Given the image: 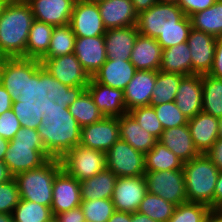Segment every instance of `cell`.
<instances>
[{"mask_svg": "<svg viewBox=\"0 0 222 222\" xmlns=\"http://www.w3.org/2000/svg\"><path fill=\"white\" fill-rule=\"evenodd\" d=\"M54 26L34 20L30 28L26 58L41 60L48 51Z\"/></svg>", "mask_w": 222, "mask_h": 222, "instance_id": "31", "label": "cell"}, {"mask_svg": "<svg viewBox=\"0 0 222 222\" xmlns=\"http://www.w3.org/2000/svg\"><path fill=\"white\" fill-rule=\"evenodd\" d=\"M134 10L139 14L157 3V0H131Z\"/></svg>", "mask_w": 222, "mask_h": 222, "instance_id": "56", "label": "cell"}, {"mask_svg": "<svg viewBox=\"0 0 222 222\" xmlns=\"http://www.w3.org/2000/svg\"><path fill=\"white\" fill-rule=\"evenodd\" d=\"M147 192L164 200L180 205L188 201L185 191L184 171H150L144 173Z\"/></svg>", "mask_w": 222, "mask_h": 222, "instance_id": "9", "label": "cell"}, {"mask_svg": "<svg viewBox=\"0 0 222 222\" xmlns=\"http://www.w3.org/2000/svg\"><path fill=\"white\" fill-rule=\"evenodd\" d=\"M153 107L163 129H169L188 124V119L178 109L175 101L167 102L165 104H160Z\"/></svg>", "mask_w": 222, "mask_h": 222, "instance_id": "46", "label": "cell"}, {"mask_svg": "<svg viewBox=\"0 0 222 222\" xmlns=\"http://www.w3.org/2000/svg\"><path fill=\"white\" fill-rule=\"evenodd\" d=\"M211 208L195 202H185L177 205L168 222H205Z\"/></svg>", "mask_w": 222, "mask_h": 222, "instance_id": "43", "label": "cell"}, {"mask_svg": "<svg viewBox=\"0 0 222 222\" xmlns=\"http://www.w3.org/2000/svg\"><path fill=\"white\" fill-rule=\"evenodd\" d=\"M147 193L145 176L117 177L112 202L117 211L134 213Z\"/></svg>", "mask_w": 222, "mask_h": 222, "instance_id": "13", "label": "cell"}, {"mask_svg": "<svg viewBox=\"0 0 222 222\" xmlns=\"http://www.w3.org/2000/svg\"><path fill=\"white\" fill-rule=\"evenodd\" d=\"M216 0H179L178 6L182 9L185 16L203 11L215 3Z\"/></svg>", "mask_w": 222, "mask_h": 222, "instance_id": "50", "label": "cell"}, {"mask_svg": "<svg viewBox=\"0 0 222 222\" xmlns=\"http://www.w3.org/2000/svg\"><path fill=\"white\" fill-rule=\"evenodd\" d=\"M48 159L51 157L45 151L38 129L21 127L9 141L3 162L15 176L42 166Z\"/></svg>", "mask_w": 222, "mask_h": 222, "instance_id": "3", "label": "cell"}, {"mask_svg": "<svg viewBox=\"0 0 222 222\" xmlns=\"http://www.w3.org/2000/svg\"><path fill=\"white\" fill-rule=\"evenodd\" d=\"M61 169V160L51 158L38 168L16 174L14 179L20 198L51 208L53 182Z\"/></svg>", "mask_w": 222, "mask_h": 222, "instance_id": "5", "label": "cell"}, {"mask_svg": "<svg viewBox=\"0 0 222 222\" xmlns=\"http://www.w3.org/2000/svg\"><path fill=\"white\" fill-rule=\"evenodd\" d=\"M214 210H222V170L219 172L215 186Z\"/></svg>", "mask_w": 222, "mask_h": 222, "instance_id": "55", "label": "cell"}, {"mask_svg": "<svg viewBox=\"0 0 222 222\" xmlns=\"http://www.w3.org/2000/svg\"><path fill=\"white\" fill-rule=\"evenodd\" d=\"M98 8L106 30L137 25L138 13L131 0H105Z\"/></svg>", "mask_w": 222, "mask_h": 222, "instance_id": "22", "label": "cell"}, {"mask_svg": "<svg viewBox=\"0 0 222 222\" xmlns=\"http://www.w3.org/2000/svg\"><path fill=\"white\" fill-rule=\"evenodd\" d=\"M136 122L157 140L160 138L163 127L156 115L153 106H140L128 111Z\"/></svg>", "mask_w": 222, "mask_h": 222, "instance_id": "45", "label": "cell"}, {"mask_svg": "<svg viewBox=\"0 0 222 222\" xmlns=\"http://www.w3.org/2000/svg\"><path fill=\"white\" fill-rule=\"evenodd\" d=\"M176 205L158 195L147 192L140 202L137 212L147 215L157 222H168Z\"/></svg>", "mask_w": 222, "mask_h": 222, "instance_id": "38", "label": "cell"}, {"mask_svg": "<svg viewBox=\"0 0 222 222\" xmlns=\"http://www.w3.org/2000/svg\"><path fill=\"white\" fill-rule=\"evenodd\" d=\"M107 222H131V213L115 210Z\"/></svg>", "mask_w": 222, "mask_h": 222, "instance_id": "57", "label": "cell"}, {"mask_svg": "<svg viewBox=\"0 0 222 222\" xmlns=\"http://www.w3.org/2000/svg\"><path fill=\"white\" fill-rule=\"evenodd\" d=\"M218 135L222 139V117L219 118Z\"/></svg>", "mask_w": 222, "mask_h": 222, "instance_id": "63", "label": "cell"}, {"mask_svg": "<svg viewBox=\"0 0 222 222\" xmlns=\"http://www.w3.org/2000/svg\"><path fill=\"white\" fill-rule=\"evenodd\" d=\"M12 103L11 95L0 84V115L12 109Z\"/></svg>", "mask_w": 222, "mask_h": 222, "instance_id": "54", "label": "cell"}, {"mask_svg": "<svg viewBox=\"0 0 222 222\" xmlns=\"http://www.w3.org/2000/svg\"><path fill=\"white\" fill-rule=\"evenodd\" d=\"M0 222H14L12 214L0 213Z\"/></svg>", "mask_w": 222, "mask_h": 222, "instance_id": "62", "label": "cell"}, {"mask_svg": "<svg viewBox=\"0 0 222 222\" xmlns=\"http://www.w3.org/2000/svg\"><path fill=\"white\" fill-rule=\"evenodd\" d=\"M162 52L156 39L138 34L129 60L136 70L159 71Z\"/></svg>", "mask_w": 222, "mask_h": 222, "instance_id": "26", "label": "cell"}, {"mask_svg": "<svg viewBox=\"0 0 222 222\" xmlns=\"http://www.w3.org/2000/svg\"><path fill=\"white\" fill-rule=\"evenodd\" d=\"M145 172L181 170L183 162L166 146L156 142L154 147L145 154Z\"/></svg>", "mask_w": 222, "mask_h": 222, "instance_id": "33", "label": "cell"}, {"mask_svg": "<svg viewBox=\"0 0 222 222\" xmlns=\"http://www.w3.org/2000/svg\"><path fill=\"white\" fill-rule=\"evenodd\" d=\"M174 101L188 120L200 113L203 101L202 75L184 76L180 81Z\"/></svg>", "mask_w": 222, "mask_h": 222, "instance_id": "18", "label": "cell"}, {"mask_svg": "<svg viewBox=\"0 0 222 222\" xmlns=\"http://www.w3.org/2000/svg\"><path fill=\"white\" fill-rule=\"evenodd\" d=\"M86 90L105 117H121L127 113L123 90L102 85L92 77Z\"/></svg>", "mask_w": 222, "mask_h": 222, "instance_id": "19", "label": "cell"}, {"mask_svg": "<svg viewBox=\"0 0 222 222\" xmlns=\"http://www.w3.org/2000/svg\"><path fill=\"white\" fill-rule=\"evenodd\" d=\"M13 177L14 176L10 173L7 165L3 161H0V183L7 182Z\"/></svg>", "mask_w": 222, "mask_h": 222, "instance_id": "58", "label": "cell"}, {"mask_svg": "<svg viewBox=\"0 0 222 222\" xmlns=\"http://www.w3.org/2000/svg\"><path fill=\"white\" fill-rule=\"evenodd\" d=\"M35 20L52 26L70 23L75 0H26Z\"/></svg>", "mask_w": 222, "mask_h": 222, "instance_id": "20", "label": "cell"}, {"mask_svg": "<svg viewBox=\"0 0 222 222\" xmlns=\"http://www.w3.org/2000/svg\"><path fill=\"white\" fill-rule=\"evenodd\" d=\"M205 222H222V210H211Z\"/></svg>", "mask_w": 222, "mask_h": 222, "instance_id": "60", "label": "cell"}, {"mask_svg": "<svg viewBox=\"0 0 222 222\" xmlns=\"http://www.w3.org/2000/svg\"><path fill=\"white\" fill-rule=\"evenodd\" d=\"M216 165L219 171L222 170V139L218 138L213 146L205 153Z\"/></svg>", "mask_w": 222, "mask_h": 222, "instance_id": "53", "label": "cell"}, {"mask_svg": "<svg viewBox=\"0 0 222 222\" xmlns=\"http://www.w3.org/2000/svg\"><path fill=\"white\" fill-rule=\"evenodd\" d=\"M86 90L84 86L70 87L60 83L50 74L49 91L47 98L58 105L69 107Z\"/></svg>", "mask_w": 222, "mask_h": 222, "instance_id": "44", "label": "cell"}, {"mask_svg": "<svg viewBox=\"0 0 222 222\" xmlns=\"http://www.w3.org/2000/svg\"><path fill=\"white\" fill-rule=\"evenodd\" d=\"M119 134L120 139L126 141L144 155L158 141L152 134L142 128L129 112L119 117Z\"/></svg>", "mask_w": 222, "mask_h": 222, "instance_id": "28", "label": "cell"}, {"mask_svg": "<svg viewBox=\"0 0 222 222\" xmlns=\"http://www.w3.org/2000/svg\"><path fill=\"white\" fill-rule=\"evenodd\" d=\"M62 168L79 182L106 169V154L103 151L76 145L61 157Z\"/></svg>", "mask_w": 222, "mask_h": 222, "instance_id": "8", "label": "cell"}, {"mask_svg": "<svg viewBox=\"0 0 222 222\" xmlns=\"http://www.w3.org/2000/svg\"><path fill=\"white\" fill-rule=\"evenodd\" d=\"M9 141L0 137V161L4 160V155L8 149Z\"/></svg>", "mask_w": 222, "mask_h": 222, "instance_id": "61", "label": "cell"}, {"mask_svg": "<svg viewBox=\"0 0 222 222\" xmlns=\"http://www.w3.org/2000/svg\"><path fill=\"white\" fill-rule=\"evenodd\" d=\"M50 73L42 66L27 77L26 95L19 96L17 100H38L44 102L49 91Z\"/></svg>", "mask_w": 222, "mask_h": 222, "instance_id": "41", "label": "cell"}, {"mask_svg": "<svg viewBox=\"0 0 222 222\" xmlns=\"http://www.w3.org/2000/svg\"><path fill=\"white\" fill-rule=\"evenodd\" d=\"M157 2H159V3H174V4H178L179 0H157Z\"/></svg>", "mask_w": 222, "mask_h": 222, "instance_id": "64", "label": "cell"}, {"mask_svg": "<svg viewBox=\"0 0 222 222\" xmlns=\"http://www.w3.org/2000/svg\"><path fill=\"white\" fill-rule=\"evenodd\" d=\"M187 43L191 51V75L208 74L215 56L216 37L191 28Z\"/></svg>", "mask_w": 222, "mask_h": 222, "instance_id": "15", "label": "cell"}, {"mask_svg": "<svg viewBox=\"0 0 222 222\" xmlns=\"http://www.w3.org/2000/svg\"><path fill=\"white\" fill-rule=\"evenodd\" d=\"M135 72L130 60L107 59L92 78L102 85L124 91Z\"/></svg>", "mask_w": 222, "mask_h": 222, "instance_id": "23", "label": "cell"}, {"mask_svg": "<svg viewBox=\"0 0 222 222\" xmlns=\"http://www.w3.org/2000/svg\"><path fill=\"white\" fill-rule=\"evenodd\" d=\"M20 200V193L14 177L7 182L0 183V213L12 214Z\"/></svg>", "mask_w": 222, "mask_h": 222, "instance_id": "47", "label": "cell"}, {"mask_svg": "<svg viewBox=\"0 0 222 222\" xmlns=\"http://www.w3.org/2000/svg\"><path fill=\"white\" fill-rule=\"evenodd\" d=\"M44 117L38 128L46 153L61 159L70 149L80 144L81 127L64 105L46 97L41 104Z\"/></svg>", "mask_w": 222, "mask_h": 222, "instance_id": "1", "label": "cell"}, {"mask_svg": "<svg viewBox=\"0 0 222 222\" xmlns=\"http://www.w3.org/2000/svg\"><path fill=\"white\" fill-rule=\"evenodd\" d=\"M219 118L203 111L188 120V127L195 148L200 154H205L219 138Z\"/></svg>", "mask_w": 222, "mask_h": 222, "instance_id": "24", "label": "cell"}, {"mask_svg": "<svg viewBox=\"0 0 222 222\" xmlns=\"http://www.w3.org/2000/svg\"><path fill=\"white\" fill-rule=\"evenodd\" d=\"M68 109L81 128L93 124L104 117L98 107L94 104V101L87 90H85L81 96L68 107Z\"/></svg>", "mask_w": 222, "mask_h": 222, "instance_id": "36", "label": "cell"}, {"mask_svg": "<svg viewBox=\"0 0 222 222\" xmlns=\"http://www.w3.org/2000/svg\"><path fill=\"white\" fill-rule=\"evenodd\" d=\"M12 217L14 222H49L53 219L50 207L24 199L14 208Z\"/></svg>", "mask_w": 222, "mask_h": 222, "instance_id": "40", "label": "cell"}, {"mask_svg": "<svg viewBox=\"0 0 222 222\" xmlns=\"http://www.w3.org/2000/svg\"><path fill=\"white\" fill-rule=\"evenodd\" d=\"M117 176L109 169L80 182L81 200L111 199Z\"/></svg>", "mask_w": 222, "mask_h": 222, "instance_id": "29", "label": "cell"}, {"mask_svg": "<svg viewBox=\"0 0 222 222\" xmlns=\"http://www.w3.org/2000/svg\"><path fill=\"white\" fill-rule=\"evenodd\" d=\"M83 1L92 2V3L98 4L99 2H102V1H105V0H83Z\"/></svg>", "mask_w": 222, "mask_h": 222, "instance_id": "66", "label": "cell"}, {"mask_svg": "<svg viewBox=\"0 0 222 222\" xmlns=\"http://www.w3.org/2000/svg\"><path fill=\"white\" fill-rule=\"evenodd\" d=\"M209 75L222 79V37L216 38L215 56Z\"/></svg>", "mask_w": 222, "mask_h": 222, "instance_id": "52", "label": "cell"}, {"mask_svg": "<svg viewBox=\"0 0 222 222\" xmlns=\"http://www.w3.org/2000/svg\"><path fill=\"white\" fill-rule=\"evenodd\" d=\"M158 142L171 150L183 163L200 154L194 146L188 124L164 129Z\"/></svg>", "mask_w": 222, "mask_h": 222, "instance_id": "27", "label": "cell"}, {"mask_svg": "<svg viewBox=\"0 0 222 222\" xmlns=\"http://www.w3.org/2000/svg\"><path fill=\"white\" fill-rule=\"evenodd\" d=\"M80 182L63 168L56 174L52 190V215L80 206Z\"/></svg>", "mask_w": 222, "mask_h": 222, "instance_id": "16", "label": "cell"}, {"mask_svg": "<svg viewBox=\"0 0 222 222\" xmlns=\"http://www.w3.org/2000/svg\"><path fill=\"white\" fill-rule=\"evenodd\" d=\"M202 111L214 117H222V79L209 74L202 75Z\"/></svg>", "mask_w": 222, "mask_h": 222, "instance_id": "35", "label": "cell"}, {"mask_svg": "<svg viewBox=\"0 0 222 222\" xmlns=\"http://www.w3.org/2000/svg\"><path fill=\"white\" fill-rule=\"evenodd\" d=\"M42 67L60 83L87 87L91 77L81 66L74 53L56 58H42Z\"/></svg>", "mask_w": 222, "mask_h": 222, "instance_id": "11", "label": "cell"}, {"mask_svg": "<svg viewBox=\"0 0 222 222\" xmlns=\"http://www.w3.org/2000/svg\"><path fill=\"white\" fill-rule=\"evenodd\" d=\"M160 71L191 75V51L187 42L163 49Z\"/></svg>", "mask_w": 222, "mask_h": 222, "instance_id": "30", "label": "cell"}, {"mask_svg": "<svg viewBox=\"0 0 222 222\" xmlns=\"http://www.w3.org/2000/svg\"><path fill=\"white\" fill-rule=\"evenodd\" d=\"M74 54L88 75L93 77L107 60L104 36L76 37Z\"/></svg>", "mask_w": 222, "mask_h": 222, "instance_id": "17", "label": "cell"}, {"mask_svg": "<svg viewBox=\"0 0 222 222\" xmlns=\"http://www.w3.org/2000/svg\"><path fill=\"white\" fill-rule=\"evenodd\" d=\"M184 75L158 71L156 83L152 92L150 106H157L167 102H173L177 94L178 86Z\"/></svg>", "mask_w": 222, "mask_h": 222, "instance_id": "34", "label": "cell"}, {"mask_svg": "<svg viewBox=\"0 0 222 222\" xmlns=\"http://www.w3.org/2000/svg\"><path fill=\"white\" fill-rule=\"evenodd\" d=\"M119 138V117L104 116L81 128L80 145L106 153Z\"/></svg>", "mask_w": 222, "mask_h": 222, "instance_id": "14", "label": "cell"}, {"mask_svg": "<svg viewBox=\"0 0 222 222\" xmlns=\"http://www.w3.org/2000/svg\"><path fill=\"white\" fill-rule=\"evenodd\" d=\"M192 28L190 17L185 16L178 4L157 2L138 14L139 34L154 39L170 29Z\"/></svg>", "mask_w": 222, "mask_h": 222, "instance_id": "6", "label": "cell"}, {"mask_svg": "<svg viewBox=\"0 0 222 222\" xmlns=\"http://www.w3.org/2000/svg\"><path fill=\"white\" fill-rule=\"evenodd\" d=\"M190 30L191 28L170 29L162 32L156 40L162 49L173 47L174 45L187 42Z\"/></svg>", "mask_w": 222, "mask_h": 222, "instance_id": "48", "label": "cell"}, {"mask_svg": "<svg viewBox=\"0 0 222 222\" xmlns=\"http://www.w3.org/2000/svg\"><path fill=\"white\" fill-rule=\"evenodd\" d=\"M21 128L19 119L10 109L0 115V137L11 141L17 131Z\"/></svg>", "mask_w": 222, "mask_h": 222, "instance_id": "49", "label": "cell"}, {"mask_svg": "<svg viewBox=\"0 0 222 222\" xmlns=\"http://www.w3.org/2000/svg\"><path fill=\"white\" fill-rule=\"evenodd\" d=\"M80 207L87 222H107L115 212L112 199L81 200Z\"/></svg>", "mask_w": 222, "mask_h": 222, "instance_id": "42", "label": "cell"}, {"mask_svg": "<svg viewBox=\"0 0 222 222\" xmlns=\"http://www.w3.org/2000/svg\"><path fill=\"white\" fill-rule=\"evenodd\" d=\"M158 71L136 70L124 89L127 112L140 106H149Z\"/></svg>", "mask_w": 222, "mask_h": 222, "instance_id": "21", "label": "cell"}, {"mask_svg": "<svg viewBox=\"0 0 222 222\" xmlns=\"http://www.w3.org/2000/svg\"><path fill=\"white\" fill-rule=\"evenodd\" d=\"M131 222H157V221L149 218L145 214L136 211L134 213H131Z\"/></svg>", "mask_w": 222, "mask_h": 222, "instance_id": "59", "label": "cell"}, {"mask_svg": "<svg viewBox=\"0 0 222 222\" xmlns=\"http://www.w3.org/2000/svg\"><path fill=\"white\" fill-rule=\"evenodd\" d=\"M54 222H86L81 207L70 209L53 216Z\"/></svg>", "mask_w": 222, "mask_h": 222, "instance_id": "51", "label": "cell"}, {"mask_svg": "<svg viewBox=\"0 0 222 222\" xmlns=\"http://www.w3.org/2000/svg\"><path fill=\"white\" fill-rule=\"evenodd\" d=\"M138 34L137 25L106 30L104 38L107 59L129 60Z\"/></svg>", "mask_w": 222, "mask_h": 222, "instance_id": "25", "label": "cell"}, {"mask_svg": "<svg viewBox=\"0 0 222 222\" xmlns=\"http://www.w3.org/2000/svg\"><path fill=\"white\" fill-rule=\"evenodd\" d=\"M75 38L70 24L54 26L47 54L43 58H56L74 53Z\"/></svg>", "mask_w": 222, "mask_h": 222, "instance_id": "37", "label": "cell"}, {"mask_svg": "<svg viewBox=\"0 0 222 222\" xmlns=\"http://www.w3.org/2000/svg\"><path fill=\"white\" fill-rule=\"evenodd\" d=\"M69 24L76 37L104 36L106 33L98 4L92 2L75 0Z\"/></svg>", "mask_w": 222, "mask_h": 222, "instance_id": "12", "label": "cell"}, {"mask_svg": "<svg viewBox=\"0 0 222 222\" xmlns=\"http://www.w3.org/2000/svg\"><path fill=\"white\" fill-rule=\"evenodd\" d=\"M42 66L40 60L16 57L2 58L0 62V84L11 95L12 101L26 95L27 77Z\"/></svg>", "mask_w": 222, "mask_h": 222, "instance_id": "7", "label": "cell"}, {"mask_svg": "<svg viewBox=\"0 0 222 222\" xmlns=\"http://www.w3.org/2000/svg\"><path fill=\"white\" fill-rule=\"evenodd\" d=\"M9 0H0V15L2 13V10L4 8V6L6 5V3L8 2Z\"/></svg>", "mask_w": 222, "mask_h": 222, "instance_id": "65", "label": "cell"}, {"mask_svg": "<svg viewBox=\"0 0 222 222\" xmlns=\"http://www.w3.org/2000/svg\"><path fill=\"white\" fill-rule=\"evenodd\" d=\"M26 0H9L0 15V56L26 58V46L34 21Z\"/></svg>", "mask_w": 222, "mask_h": 222, "instance_id": "2", "label": "cell"}, {"mask_svg": "<svg viewBox=\"0 0 222 222\" xmlns=\"http://www.w3.org/2000/svg\"><path fill=\"white\" fill-rule=\"evenodd\" d=\"M38 100H16L12 110L19 119L21 127L38 129L44 117L43 109Z\"/></svg>", "mask_w": 222, "mask_h": 222, "instance_id": "39", "label": "cell"}, {"mask_svg": "<svg viewBox=\"0 0 222 222\" xmlns=\"http://www.w3.org/2000/svg\"><path fill=\"white\" fill-rule=\"evenodd\" d=\"M106 154V168L117 177H138L145 173V155L122 139H118Z\"/></svg>", "mask_w": 222, "mask_h": 222, "instance_id": "10", "label": "cell"}, {"mask_svg": "<svg viewBox=\"0 0 222 222\" xmlns=\"http://www.w3.org/2000/svg\"><path fill=\"white\" fill-rule=\"evenodd\" d=\"M188 202L201 203L214 210V191L219 169L206 154L183 163Z\"/></svg>", "mask_w": 222, "mask_h": 222, "instance_id": "4", "label": "cell"}, {"mask_svg": "<svg viewBox=\"0 0 222 222\" xmlns=\"http://www.w3.org/2000/svg\"><path fill=\"white\" fill-rule=\"evenodd\" d=\"M189 17L192 28L216 38L222 37V0H216L209 8Z\"/></svg>", "mask_w": 222, "mask_h": 222, "instance_id": "32", "label": "cell"}]
</instances>
